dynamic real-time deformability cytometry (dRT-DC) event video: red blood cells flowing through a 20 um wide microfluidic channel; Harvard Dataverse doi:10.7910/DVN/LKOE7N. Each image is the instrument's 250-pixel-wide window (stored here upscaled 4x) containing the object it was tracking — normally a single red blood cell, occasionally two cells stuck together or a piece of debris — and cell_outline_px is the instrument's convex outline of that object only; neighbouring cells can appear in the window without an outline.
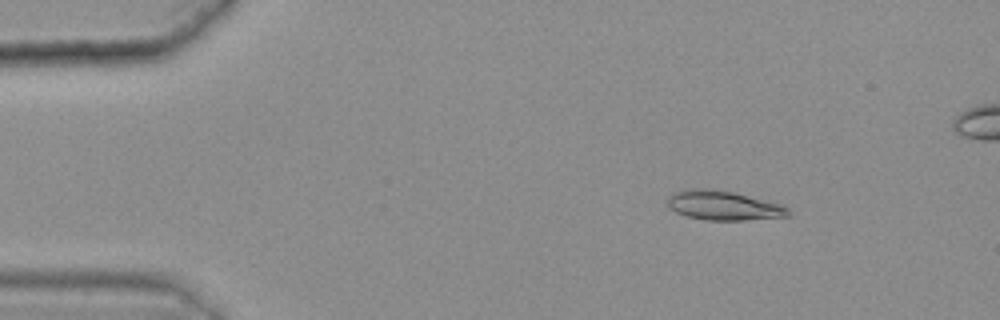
{"species": "common noctule bat (a hibernating species)", "species_latin": "Nyctalus noctula", "temperature_condition": "warm", "stored_images_in_passage": 48, "camera_frame_rate_fps": 3000, "um_per_image_px": 0.085, "animal": {"sex": "female", "body_mass_g": 25.1}, "frame": {"image": 1, "passage_image": 8, "time_ms": 2.333, "image_size_px": [1000, 320], "cell_outline_px": [[792, 216], [744, 220], [704, 220], [684, 216], [668, 208], [668, 196], [672, 192], [688, 188], [712, 188], [736, 192], [784, 204], [792, 212]], "centroid_in_image_um": [61.52, 17.45], "position_along_channel_um": 23.5, "area_um2": 21.39}}
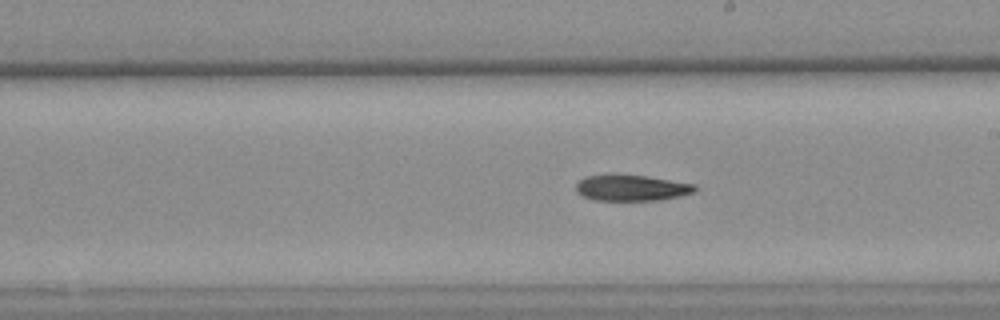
{"frame": {"image": 2, "passage_image": 32, "time_ms": 10.333, "image_size_px": [1000, 320], "cell_outline_px": [[696, 188], [692, 192], [676, 196], [656, 200], [596, 200], [584, 196], [576, 192], [576, 184], [584, 176], [648, 176], [696, 184]], "centroid_in_image_um": [53.67, 15.97], "position_along_channel_um": 235.3, "area_um2": 17.4}}
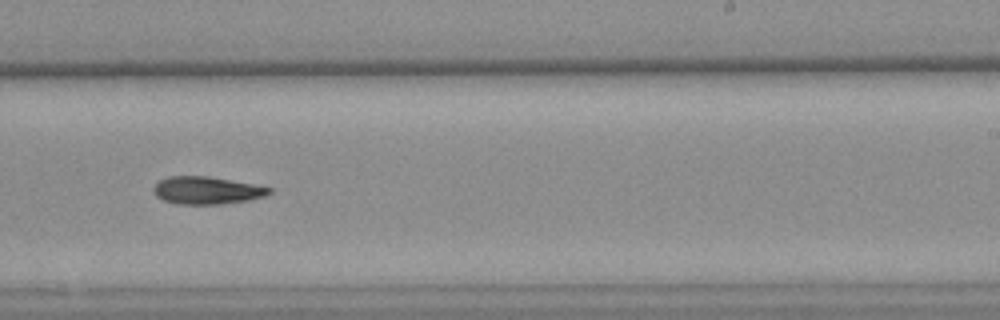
{"frame": {"image": 3, "passage_image": 35, "time_ms": 11.333, "image_size_px": [1000, 320], "cell_outline_px": [[272, 192], [264, 196], [248, 200], [220, 204], [176, 204], [164, 200], [156, 196], [152, 188], [160, 180], [168, 176], [208, 176], [252, 184], [272, 188]], "centroid_in_image_um": [17.55, 16.18], "position_along_channel_um": 271.5, "area_um2": 18.44}}